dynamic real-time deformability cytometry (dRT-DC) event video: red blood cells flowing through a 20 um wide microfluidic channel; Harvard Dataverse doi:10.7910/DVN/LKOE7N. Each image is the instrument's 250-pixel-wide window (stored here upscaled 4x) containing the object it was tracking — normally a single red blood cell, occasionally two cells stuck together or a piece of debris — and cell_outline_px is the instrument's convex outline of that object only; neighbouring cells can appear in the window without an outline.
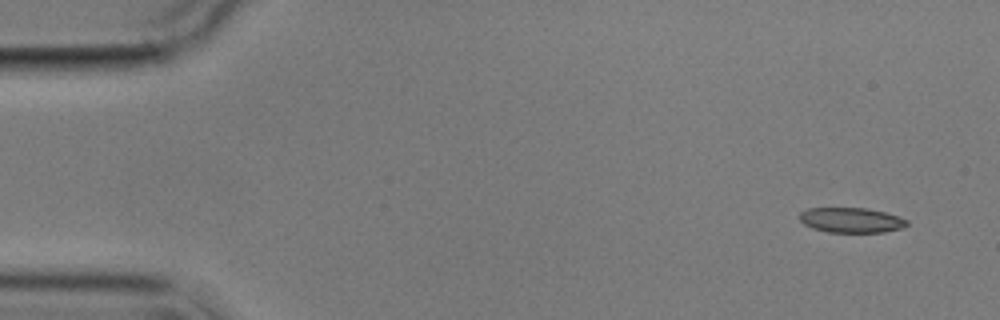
{"species": "common noctule bat (a hibernating species)", "species_latin": "Nyctalus noctula", "temperature_condition": "cold", "stored_images_in_passage": 4, "camera_frame_rate_fps": 3000, "um_per_image_px": 0.085, "animal": {"sex": "male", "body_mass_g": 17.9}, "frame": {"image": 1, "passage_image": 1, "time_ms": 0.0, "image_size_px": [1000, 320], "cell_outline_px": [[908, 224], [904, 228], [884, 232], [828, 232], [812, 228], [804, 224], [800, 220], [800, 212], [808, 208], [868, 208], [884, 212], [908, 220]], "centroid_in_image_um": [72.36, 18.71], "position_along_channel_um": 12.6, "area_um2": 15.66}}
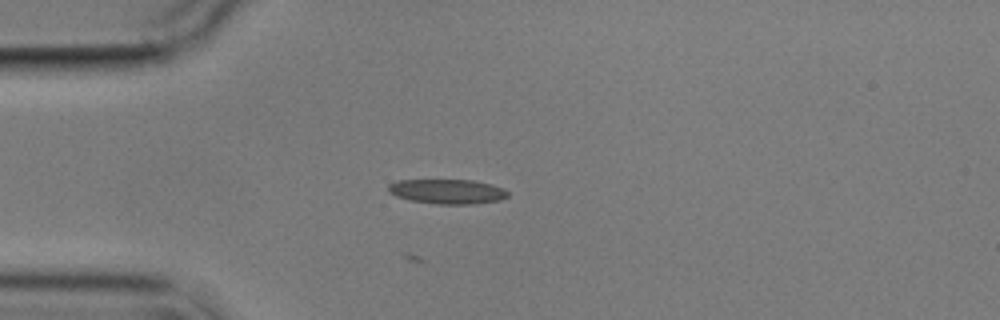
{"frame": {"image": 2, "passage_image": 4, "time_ms": 3.667, "image_size_px": [1000, 320], "cell_outline_px": [[508, 196], [500, 200], [472, 204], [440, 204], [412, 200], [396, 196], [388, 192], [388, 184], [396, 180], [472, 180], [492, 184], [504, 188], [508, 192]], "centroid_in_image_um": [38.03, 16.27], "position_along_channel_um": 47.0, "area_um2": 17.17}}